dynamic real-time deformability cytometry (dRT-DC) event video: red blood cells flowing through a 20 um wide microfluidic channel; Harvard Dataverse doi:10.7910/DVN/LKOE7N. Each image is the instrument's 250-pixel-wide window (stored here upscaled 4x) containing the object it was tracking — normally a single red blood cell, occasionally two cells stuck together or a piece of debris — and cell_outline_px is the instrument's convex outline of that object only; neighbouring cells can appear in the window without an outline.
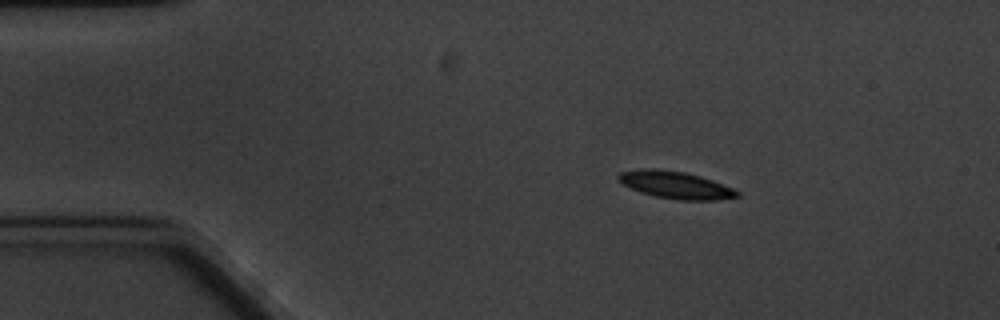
{"species": "common noctule bat (a hibernating species)", "species_latin": "Nyctalus noctula", "temperature_condition": "cold", "stored_images_in_passage": 10, "camera_frame_rate_fps": 3000, "um_per_image_px": 0.085, "animal": {"sex": "male", "body_mass_g": 20.1, "forearm_length_mm": 53.5}, "frame": {"image": 1, "passage_image": 1, "time_ms": 0.0, "image_size_px": [1000, 320], "cell_outline_px": [[740, 196], [716, 200], [680, 200], [656, 196], [640, 192], [624, 184], [616, 176], [620, 172], [648, 168], [656, 168], [684, 172], [700, 176], [712, 180], [732, 188], [740, 192]], "centroid_in_image_um": [57.44, 15.72], "position_along_channel_um": 27.6, "area_um2": 18.61}}
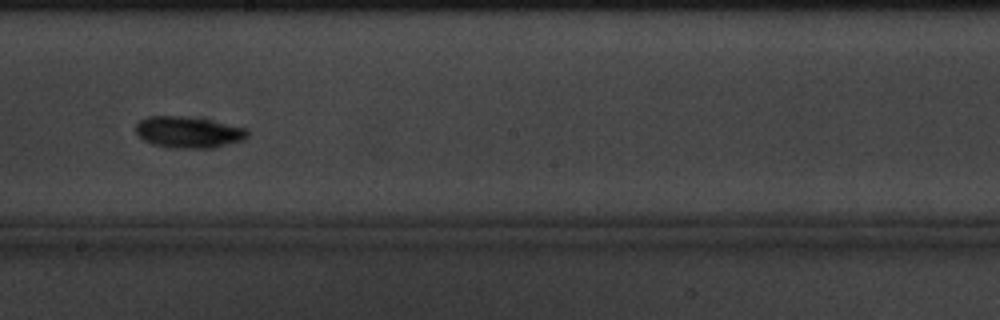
{"frame": {"image": 2, "passage_image": 7, "time_ms": 8.0, "image_size_px": [1000, 320], "cell_outline_px": [[248, 136], [244, 140], [212, 148], [168, 148], [152, 144], [144, 140], [136, 132], [136, 124], [140, 120], [148, 116], [184, 116], [208, 120], [248, 128]], "centroid_in_image_um": [16.02, 11.24], "position_along_channel_um": 232.2, "area_um2": 20.46}}